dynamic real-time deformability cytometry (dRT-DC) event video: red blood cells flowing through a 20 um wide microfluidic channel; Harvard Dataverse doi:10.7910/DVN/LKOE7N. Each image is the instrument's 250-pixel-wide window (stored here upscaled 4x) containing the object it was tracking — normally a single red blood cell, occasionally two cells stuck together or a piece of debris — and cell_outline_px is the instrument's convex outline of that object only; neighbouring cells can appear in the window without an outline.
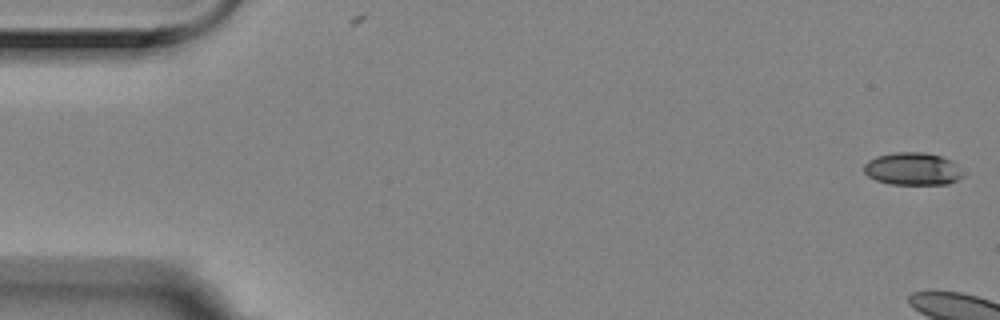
{"species": "Egyptian fruit bat (a non-hibernating species)", "species_latin": "Rousettus aegyptiacus", "temperature_condition": "room temperature", "stored_images_in_passage": 10, "camera_frame_rate_fps": 3000, "um_per_image_px": 0.085, "animal": {"sex": "female"}, "frame": {"image": 1, "passage_image": 1, "time_ms": 0.0, "image_size_px": [1000, 320], "cell_outline_px": [[968, 172], [960, 180], [948, 184], [888, 184], [876, 180], [868, 176], [864, 172], [864, 164], [868, 160], [876, 156], [896, 152], [924, 152], [940, 156], [948, 160]], "centroid_in_image_um": [77.61, 14.36], "position_along_channel_um": 7.4, "area_um2": 19.07}}
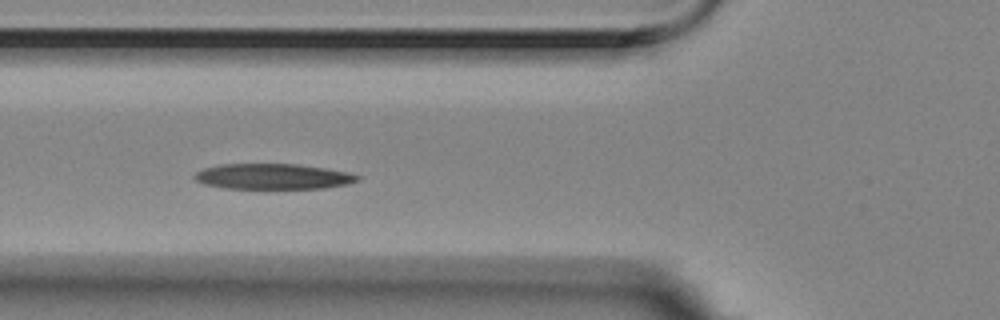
{"frame": {"image": 2, "passage_image": 7, "time_ms": 2.0, "image_size_px": [1000, 320], "cell_outline_px": [[360, 180], [348, 184], [324, 188], [224, 188], [204, 184], [196, 180], [192, 176], [196, 172], [204, 168], [220, 164], [296, 164], [324, 168], [348, 172], [360, 176]], "centroid_in_image_um": [23.19, 15.0], "position_along_channel_um": 102.6, "area_um2": 24.16}}
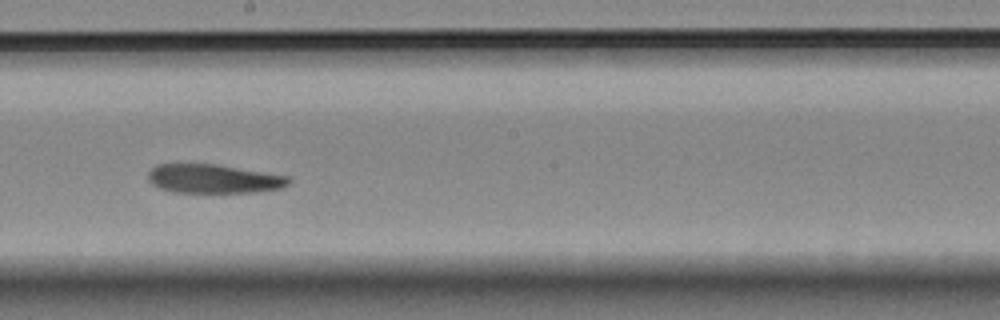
{"frame": {"image": 3, "passage_image": 10, "time_ms": 3.0, "image_size_px": [1000, 320], "cell_outline_px": [[292, 180], [288, 184], [280, 188], [256, 192], [172, 192], [160, 188], [152, 184], [148, 180], [148, 172], [156, 164], [216, 164], [288, 176]], "centroid_in_image_um": [18.13, 15.19], "position_along_channel_um": 230.1, "area_um2": 23.58}}